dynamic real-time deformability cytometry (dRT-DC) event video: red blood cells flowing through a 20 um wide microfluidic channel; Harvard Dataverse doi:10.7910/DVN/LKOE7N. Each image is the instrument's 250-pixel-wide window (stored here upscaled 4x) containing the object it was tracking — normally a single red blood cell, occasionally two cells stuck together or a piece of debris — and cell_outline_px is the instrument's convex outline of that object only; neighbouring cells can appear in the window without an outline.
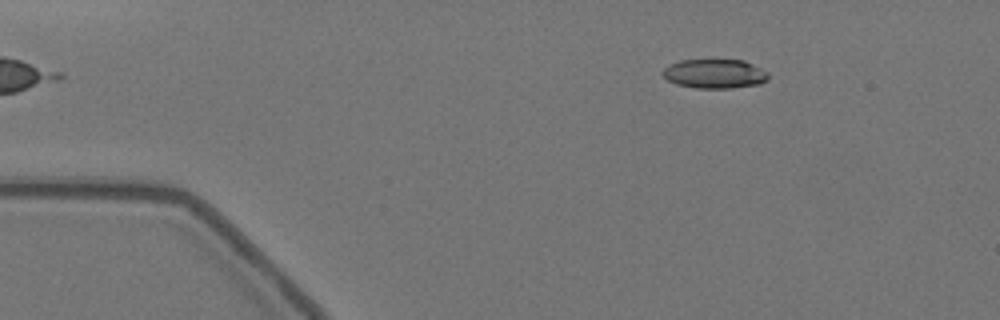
{"species": "Egyptian fruit bat (a non-hibernating species)", "species_latin": "Rousettus aegyptiacus", "temperature_condition": "warm", "stored_images_in_passage": 50, "camera_frame_rate_fps": 3000, "um_per_image_px": 0.085, "animal": {"sex": "female"}, "frame": {"image": 1, "passage_image": 1, "time_ms": 0.0, "image_size_px": [1000, 320], "cell_outline_px": [[768, 80], [760, 84], [732, 88], [696, 88], [676, 84], [668, 80], [660, 72], [664, 68], [680, 60], [744, 60], [768, 72]], "centroid_in_image_um": [60.76, 6.27], "position_along_channel_um": 24.2, "area_um2": 17.98}}
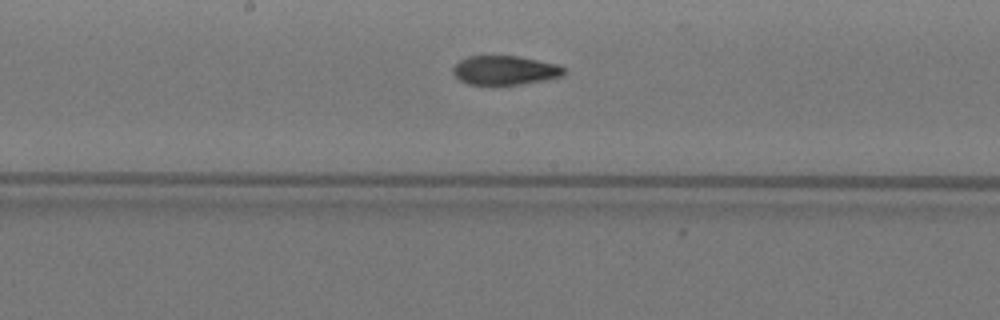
{"frame": {"image": 2, "passage_image": 22, "time_ms": 7.0, "image_size_px": [1000, 320], "cell_outline_px": [[564, 76], [544, 80], [520, 84], [492, 88], [468, 84], [460, 80], [452, 72], [452, 68], [460, 60], [468, 56], [520, 56], [560, 64], [564, 68]], "centroid_in_image_um": [42.91, 6.01], "position_along_channel_um": 205.3, "area_um2": 19.59}}
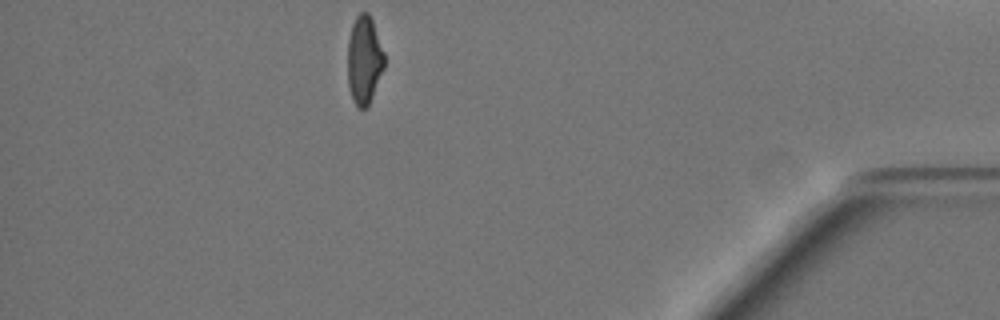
{"frame": {"image": 3, "passage_image": 43, "time_ms": 14.0, "image_size_px": [1000, 320], "cell_outline_px": [[384, 68], [372, 96], [368, 104], [364, 108], [356, 108], [352, 100], [348, 88], [348, 36], [352, 24], [356, 16], [360, 12], [368, 12], [372, 20], [384, 52]], "centroid_in_image_um": [30.93, 5.09], "position_along_channel_um": 404.3, "area_um2": 18.9}, "authors_computed_cell_mechanics": {"area_um2": 19.4208, "velocity_mm_per_s": 3.5431, "shape_relaxation_time_tau1_ms": 8.8807, "shape_relaxation_time_tau2_ms": 1.8186, "deformation_change_tau1": 0.2546, "deformation_change_tau2": 0.0812}}